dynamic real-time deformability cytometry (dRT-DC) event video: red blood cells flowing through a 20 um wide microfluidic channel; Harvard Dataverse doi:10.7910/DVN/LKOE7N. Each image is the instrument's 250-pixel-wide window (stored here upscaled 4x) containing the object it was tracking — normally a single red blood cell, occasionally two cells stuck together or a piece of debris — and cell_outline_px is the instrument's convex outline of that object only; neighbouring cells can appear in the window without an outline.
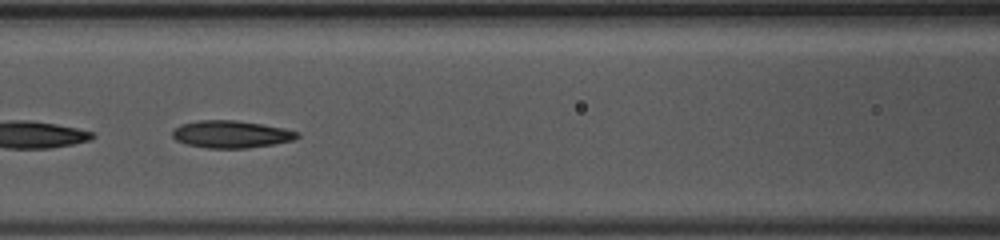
{"species": "common noctule bat (a hibernating species)", "species_latin": "Nyctalus noctula", "temperature_condition": "warm", "stored_images_in_passage": 30, "camera_frame_rate_fps": 3000, "um_per_image_px": 0.085, "animal": {"sex": "female", "body_mass_g": 10.0, "forearm_length_mm": 53.1}, "frame": {"image": 1, "passage_image": 9, "time_ms": 2.667, "image_size_px": [1000, 240], "cell_outline_px": [[300, 136], [292, 140], [272, 144], [248, 148], [208, 148], [188, 144], [176, 140], [172, 136], [172, 132], [180, 124], [196, 120], [236, 120], [284, 128], [300, 132]], "centroid_in_image_um": [19.64, 11.4], "position_along_channel_um": 147.0, "area_um2": 19.77}}
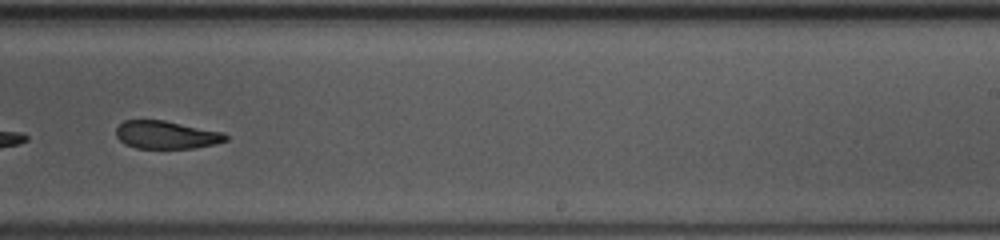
{"frame": {"image": 2, "passage_image": 18, "time_ms": 5.667, "image_size_px": [1000, 240], "cell_outline_px": [[228, 140], [212, 144], [192, 148], [136, 148], [124, 144], [116, 136], [116, 128], [124, 120], [164, 120], [224, 132], [228, 136]], "centroid_in_image_um": [14.12, 11.45], "position_along_channel_um": 274.9, "area_um2": 17.8}, "authors_computed_cell_mechanics": {"area_um2": 19.4497, "velocity_mm_per_s": 4.272, "shape_relaxation_time_tau1_ms": 5.8963, "shape_relaxation_time_tau2_ms": 2.1784, "deformation_change_tau1": 0.1415, "deformation_change_tau2": 0.0865}}